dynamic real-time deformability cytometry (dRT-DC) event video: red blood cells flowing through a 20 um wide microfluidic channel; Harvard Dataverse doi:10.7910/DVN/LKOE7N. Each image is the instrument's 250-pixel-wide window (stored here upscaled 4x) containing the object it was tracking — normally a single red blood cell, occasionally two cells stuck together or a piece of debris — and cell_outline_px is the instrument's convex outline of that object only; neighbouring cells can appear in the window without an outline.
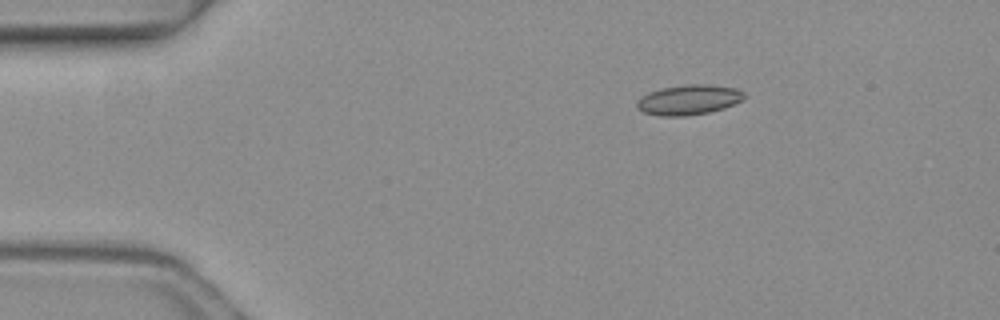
{"species": "common noctule bat (a hibernating species)", "species_latin": "Nyctalus noctula", "temperature_condition": "warm", "stored_images_in_passage": 4, "camera_frame_rate_fps": 3000, "um_per_image_px": 0.085, "animal": {"sex": "female", "body_mass_g": 19.3, "forearm_length_mm": 54.1}, "frame": {"image": 1, "passage_image": 1, "time_ms": 0.0, "image_size_px": [1000, 320], "cell_outline_px": [[744, 96], [740, 100], [724, 108], [708, 112], [684, 116], [660, 116], [644, 112], [636, 108], [636, 100], [640, 96], [648, 92], [664, 88], [684, 84], [708, 84], [736, 88], [744, 92]], "centroid_in_image_um": [58.48, 8.47], "position_along_channel_um": 26.5, "area_um2": 18.73}}
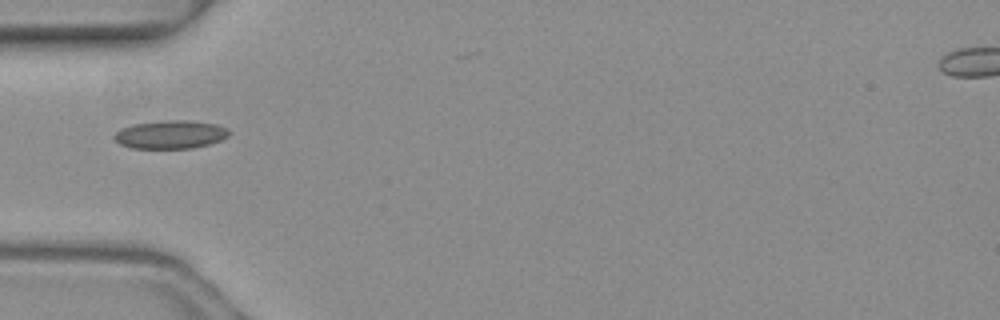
{"frame": {"image": 2, "passage_image": 3, "time_ms": 0.667, "image_size_px": [1000, 320], "cell_outline_px": [[232, 132], [228, 136], [220, 140], [208, 144], [192, 148], [132, 148], [120, 144], [112, 136], [120, 128], [132, 124], [164, 120], [188, 120], [216, 124], [228, 128]], "centroid_in_image_um": [14.49, 11.42], "position_along_channel_um": 70.5, "area_um2": 19.02}}
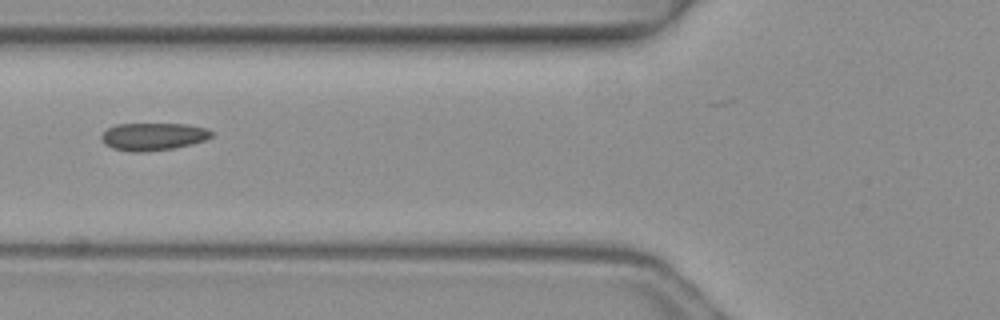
{"frame": {"image": 3, "passage_image": 4, "time_ms": 1.0, "image_size_px": [1000, 320], "cell_outline_px": [[212, 136], [204, 140], [192, 144], [172, 148], [144, 152], [132, 152], [112, 148], [104, 144], [100, 140], [100, 136], [108, 128], [116, 124], [184, 124], [204, 128], [212, 132]], "centroid_in_image_um": [12.96, 11.61], "position_along_channel_um": 112.8, "area_um2": 17.57}}